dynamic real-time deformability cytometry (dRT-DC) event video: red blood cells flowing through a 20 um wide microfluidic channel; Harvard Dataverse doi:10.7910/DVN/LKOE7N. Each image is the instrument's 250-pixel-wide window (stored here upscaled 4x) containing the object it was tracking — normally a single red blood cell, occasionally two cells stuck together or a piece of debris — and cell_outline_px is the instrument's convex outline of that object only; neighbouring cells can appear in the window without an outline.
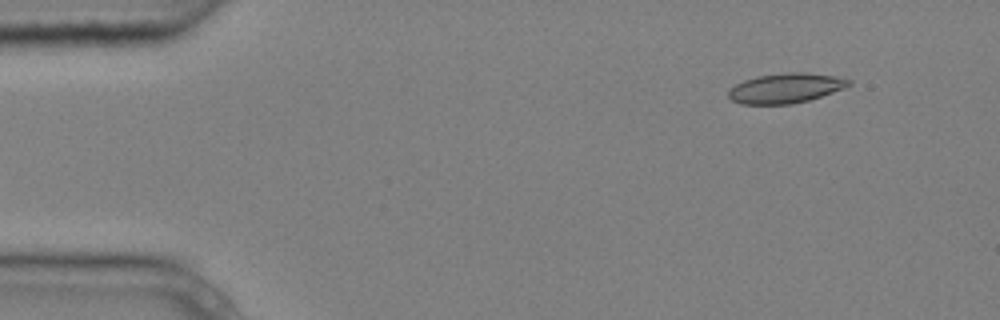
{"species": "common noctule bat (a hibernating species)", "species_latin": "Nyctalus noctula", "temperature_condition": "cold", "stored_images_in_passage": 8, "camera_frame_rate_fps": 3000, "um_per_image_px": 0.085, "animal": {"sex": "male", "body_mass_g": 20.4}, "frame": {"image": 1, "passage_image": 1, "time_ms": 0.0, "image_size_px": [1000, 320], "cell_outline_px": [[852, 84], [844, 88], [808, 100], [792, 104], [740, 104], [732, 100], [728, 96], [728, 88], [744, 80], [756, 76], [788, 72], [804, 72], [836, 76], [852, 80]], "centroid_in_image_um": [66.76, 7.48], "position_along_channel_um": 18.2, "area_um2": 20.98}}
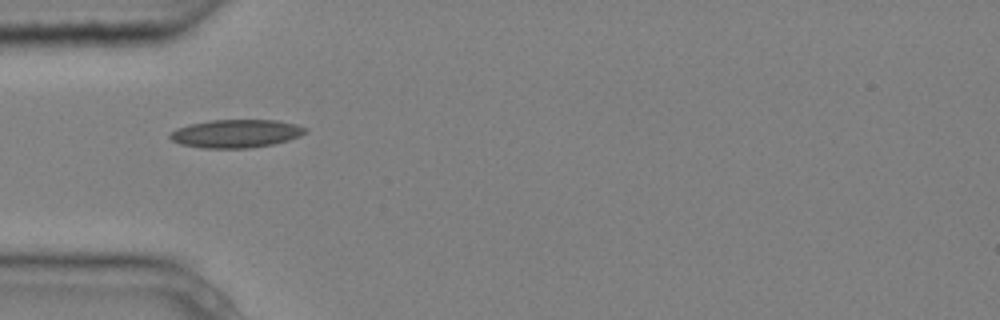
{"frame": {"image": 2, "passage_image": 4, "time_ms": 1.0, "image_size_px": [1000, 320], "cell_outline_px": [[308, 132], [300, 136], [288, 140], [272, 144], [248, 148], [204, 148], [180, 144], [172, 140], [168, 136], [168, 132], [176, 128], [188, 124], [208, 120], [276, 120], [296, 124], [308, 128]], "centroid_in_image_um": [20.04, 11.34], "position_along_channel_um": 65.0, "area_um2": 22.43}}
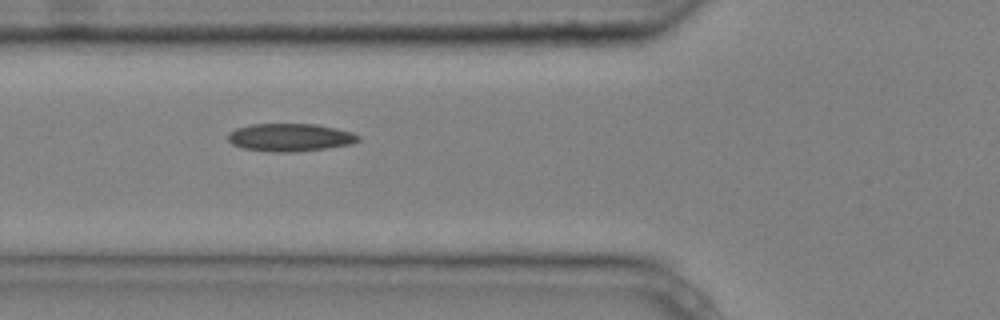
{"frame": {"image": 3, "passage_image": 5, "time_ms": 1.333, "image_size_px": [1000, 320], "cell_outline_px": [[360, 140], [352, 144], [328, 148], [292, 152], [268, 152], [244, 148], [232, 144], [228, 140], [228, 132], [236, 128], [252, 124], [316, 124], [336, 128], [352, 132], [360, 136]], "centroid_in_image_um": [24.66, 11.68], "position_along_channel_um": 101.1, "area_um2": 21.27}}